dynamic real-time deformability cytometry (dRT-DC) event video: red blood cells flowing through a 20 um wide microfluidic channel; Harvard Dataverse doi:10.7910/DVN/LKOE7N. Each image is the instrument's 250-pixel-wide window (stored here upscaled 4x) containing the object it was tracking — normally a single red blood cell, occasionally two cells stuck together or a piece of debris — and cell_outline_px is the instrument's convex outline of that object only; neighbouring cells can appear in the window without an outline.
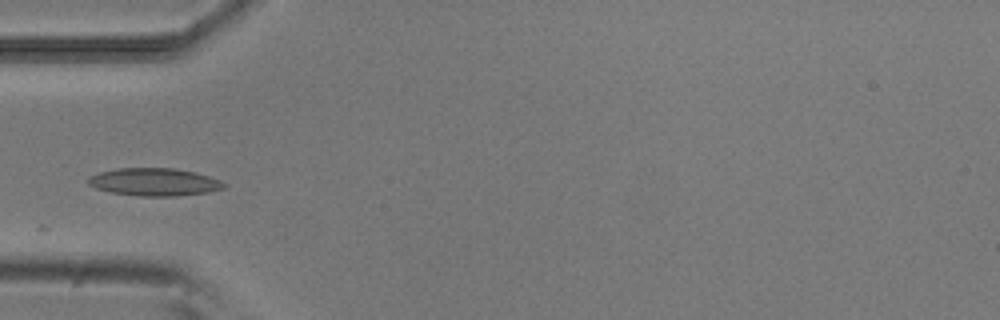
{"species": "common noctule bat (a hibernating species)", "species_latin": "Nyctalus noctula", "temperature_condition": "room temperature", "stored_images_in_passage": 10, "camera_frame_rate_fps": 3000, "um_per_image_px": 0.085, "animal": {"sex": "male", "body_mass_g": 20.5, "forearm_length_mm": 52.5}, "frame": {"image": 1, "passage_image": 1, "time_ms": 0.0, "image_size_px": [1000, 320], "cell_outline_px": [[228, 188], [208, 192], [176, 196], [140, 196], [112, 192], [96, 188], [88, 184], [88, 176], [100, 172], [116, 168], [176, 168], [196, 172], [220, 180]], "centroid_in_image_um": [13.13, 15.46], "position_along_channel_um": 71.9, "area_um2": 21.96}}
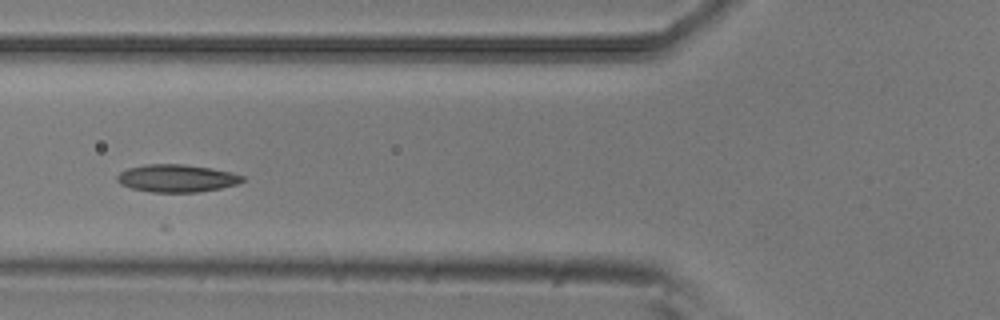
{"frame": {"image": 2, "passage_image": 4, "time_ms": 1.0, "image_size_px": [1000, 320], "cell_outline_px": [[244, 180], [236, 184], [220, 188], [196, 192], [152, 192], [132, 188], [120, 184], [116, 180], [116, 176], [120, 172], [128, 168], [144, 164], [184, 164], [212, 168], [232, 172], [244, 176]], "centroid_in_image_um": [15.0, 15.14], "position_along_channel_um": 110.8, "area_um2": 20.17}}
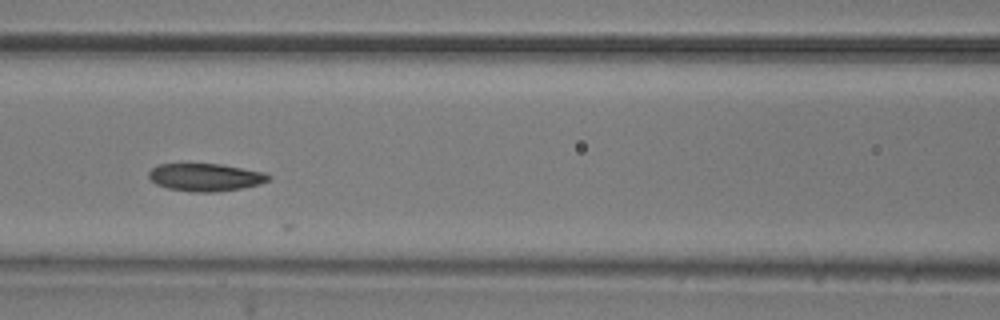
{"frame": {"image": 3, "passage_image": 7, "time_ms": 2.0, "image_size_px": [1000, 320], "cell_outline_px": [[272, 176], [268, 180], [260, 184], [240, 188], [216, 192], [192, 192], [168, 188], [156, 184], [148, 176], [148, 172], [156, 164], [220, 164], [264, 172]], "centroid_in_image_um": [17.45, 15.06], "position_along_channel_um": 149.2, "area_um2": 19.25}}